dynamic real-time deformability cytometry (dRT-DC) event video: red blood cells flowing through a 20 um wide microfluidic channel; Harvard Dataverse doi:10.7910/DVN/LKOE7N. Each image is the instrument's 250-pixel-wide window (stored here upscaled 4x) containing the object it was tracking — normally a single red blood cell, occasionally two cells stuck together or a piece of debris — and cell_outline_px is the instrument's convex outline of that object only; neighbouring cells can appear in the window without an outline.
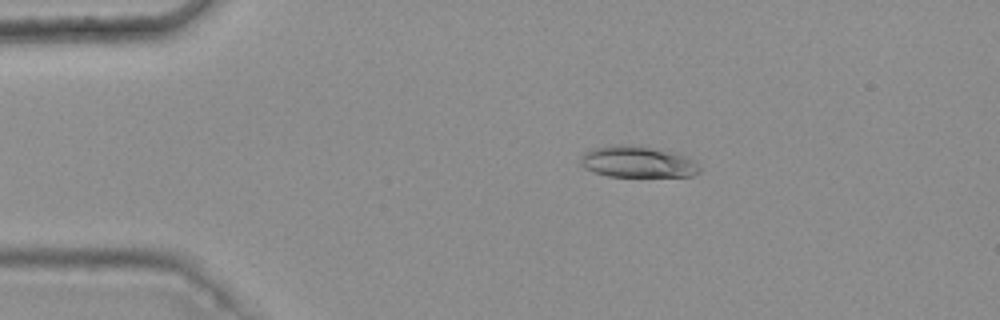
{"species": "common noctule bat (a hibernating species)", "species_latin": "Nyctalus noctula", "temperature_condition": "warm", "stored_images_in_passage": 5, "camera_frame_rate_fps": 3000, "um_per_image_px": 0.085, "animal": {"sex": "female", "body_mass_g": 25.1}, "frame": {"image": 1, "passage_image": 2, "time_ms": 0.333, "image_size_px": [1000, 320], "cell_outline_px": [[700, 172], [692, 176], [608, 176], [596, 172], [580, 164], [580, 160], [584, 152], [592, 148], [608, 144], [620, 144], [648, 148], [684, 156], [692, 160], [700, 168]], "centroid_in_image_um": [54.13, 13.76], "position_along_channel_um": 30.9, "area_um2": 21.15}}
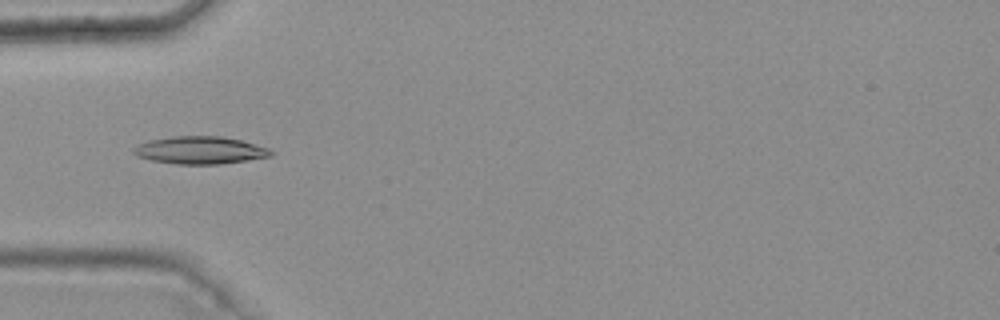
{"frame": {"image": 2, "passage_image": 4, "time_ms": 1.0, "image_size_px": [1000, 320], "cell_outline_px": [[272, 156], [220, 164], [176, 164], [152, 160], [140, 156], [132, 152], [132, 148], [148, 140], [172, 136], [220, 136], [240, 140], [268, 148], [272, 152]], "centroid_in_image_um": [16.99, 12.76], "position_along_channel_um": 68.0, "area_um2": 21.79}}
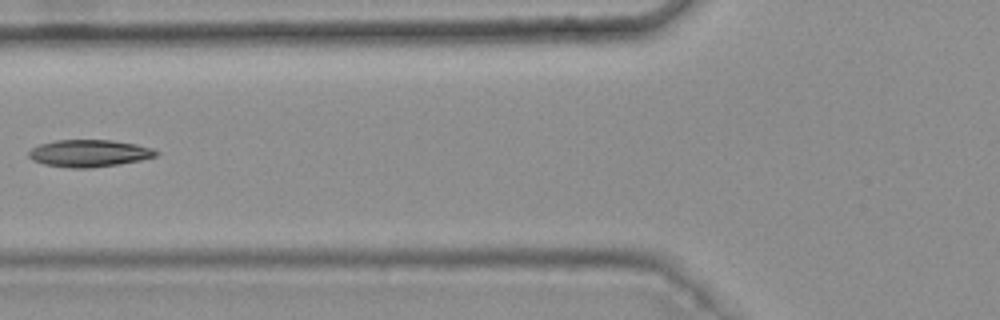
{"frame": {"image": 3, "passage_image": 5, "time_ms": 1.333, "image_size_px": [1000, 320], "cell_outline_px": [[160, 152], [156, 156], [140, 160], [116, 164], [88, 168], [68, 168], [44, 164], [32, 160], [28, 156], [28, 152], [32, 148], [40, 144], [56, 140], [112, 140], [136, 144], [152, 148]], "centroid_in_image_um": [7.56, 13.02], "position_along_channel_um": 118.2, "area_um2": 20.06}}